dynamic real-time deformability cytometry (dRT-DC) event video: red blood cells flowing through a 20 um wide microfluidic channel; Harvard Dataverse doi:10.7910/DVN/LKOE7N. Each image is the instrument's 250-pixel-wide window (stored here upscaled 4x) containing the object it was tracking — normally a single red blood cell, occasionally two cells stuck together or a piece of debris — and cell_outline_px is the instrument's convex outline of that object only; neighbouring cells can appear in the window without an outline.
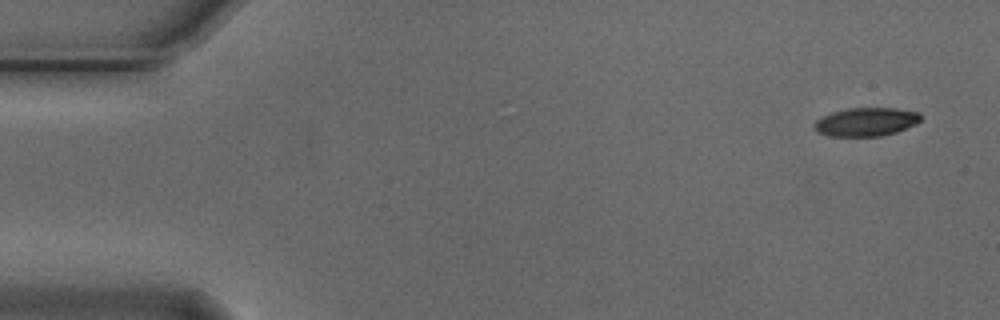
{"species": "Egyptian fruit bat (a non-hibernating species)", "species_latin": "Rousettus aegyptiacus", "temperature_condition": "cold", "stored_images_in_passage": 7, "camera_frame_rate_fps": 3000, "um_per_image_px": 0.085, "animal": {"sex": "male"}, "frame": {"image": 1, "passage_image": 1, "time_ms": 0.0, "image_size_px": [1000, 320], "cell_outline_px": [[920, 120], [916, 124], [896, 132], [880, 136], [828, 136], [816, 132], [812, 124], [820, 116], [832, 112], [848, 108], [896, 108], [920, 112]], "centroid_in_image_um": [73.57, 10.36], "position_along_channel_um": 11.4, "area_um2": 17.86}}
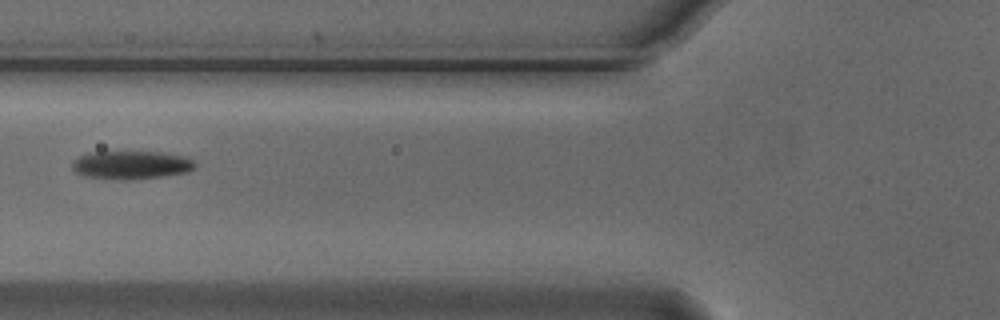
{"frame": {"image": 2, "passage_image": 6, "time_ms": 1.667, "image_size_px": [1000, 320], "cell_outline_px": [[196, 168], [188, 172], [164, 176], [132, 180], [112, 180], [84, 176], [76, 172], [72, 168], [72, 160], [88, 152], [160, 152], [188, 156], [196, 164]], "centroid_in_image_um": [11.17, 14.03], "position_along_channel_um": 114.6, "area_um2": 20.63}}
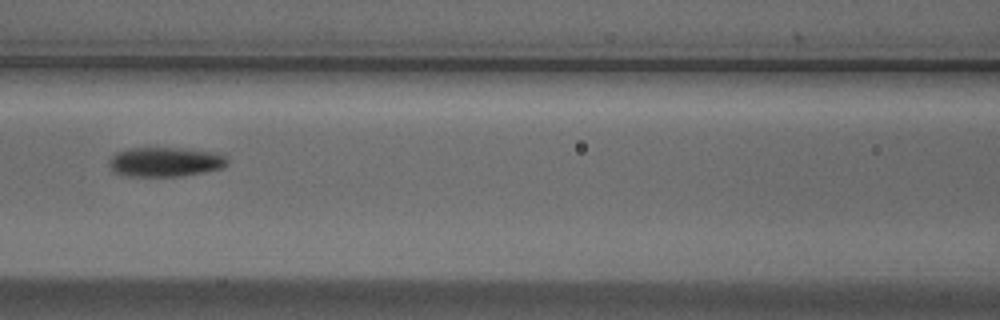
{"frame": {"image": 3, "passage_image": 7, "time_ms": 2.0, "image_size_px": [1000, 320], "cell_outline_px": [[228, 164], [224, 168], [204, 172], [180, 176], [124, 176], [112, 172], [108, 164], [108, 160], [116, 152], [132, 148], [188, 148], [216, 152], [228, 156]], "centroid_in_image_um": [14.07, 13.76], "position_along_channel_um": 152.5, "area_um2": 20.75}}